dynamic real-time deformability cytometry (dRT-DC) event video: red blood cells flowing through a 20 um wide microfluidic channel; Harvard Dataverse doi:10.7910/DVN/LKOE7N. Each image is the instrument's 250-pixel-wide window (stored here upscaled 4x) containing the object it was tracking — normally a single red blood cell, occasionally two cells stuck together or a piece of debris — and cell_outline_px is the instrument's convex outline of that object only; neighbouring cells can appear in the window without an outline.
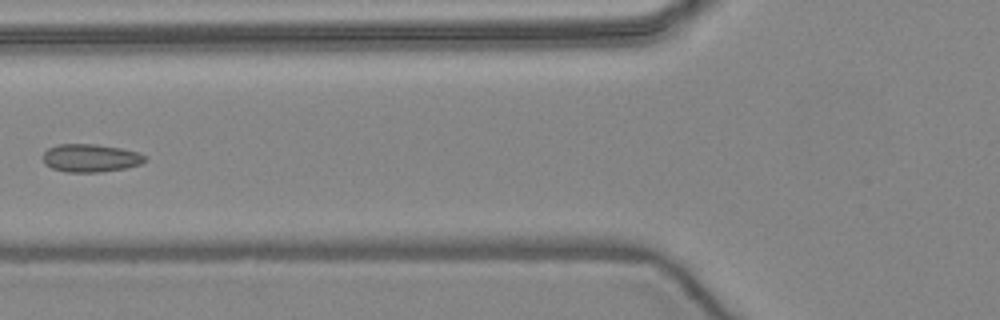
{"species": "common noctule bat (a hibernating species)", "species_latin": "Nyctalus noctula", "temperature_condition": "warm", "stored_images_in_passage": 5, "camera_frame_rate_fps": 3000, "um_per_image_px": 0.085, "animal": {"sex": "female", "body_mass_g": 24.6, "forearm_length_mm": 56.2}, "frame": {"image": 1, "passage_image": 5, "time_ms": 4.667, "image_size_px": [1000, 320], "cell_outline_px": [[148, 160], [140, 164], [124, 168], [100, 172], [64, 172], [52, 168], [44, 164], [44, 152], [48, 148], [56, 144], [96, 144], [120, 148], [136, 152], [148, 156]], "centroid_in_image_um": [7.7, 13.43], "position_along_channel_um": 118.1, "area_um2": 16.7}}